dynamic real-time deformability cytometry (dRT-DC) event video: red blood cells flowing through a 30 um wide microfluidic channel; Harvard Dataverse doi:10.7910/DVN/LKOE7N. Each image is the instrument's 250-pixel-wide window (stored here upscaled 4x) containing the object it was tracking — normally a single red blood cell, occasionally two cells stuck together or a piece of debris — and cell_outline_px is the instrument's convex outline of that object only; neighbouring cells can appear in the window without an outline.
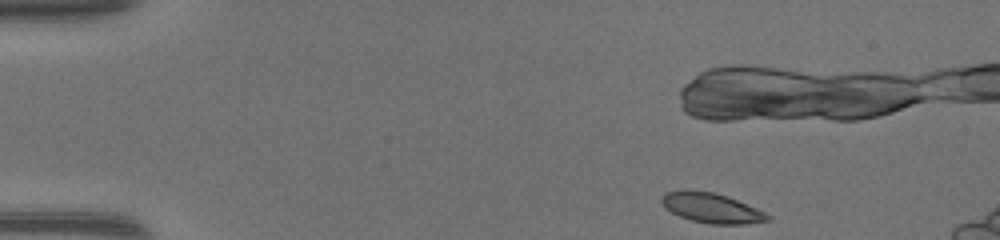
{"species": "common noctule bat (a hibernating species)", "species_latin": "Nyctalus noctula", "temperature_condition": "warm", "stored_images_in_passage": 12, "segment_of_instrument_passage": [2, 2], "camera_frame_rate_fps": 3000, "um_per_image_px": 0.085, "animal": {"sex": "female", "body_mass_g": 17.0, "forearm_length_mm": 48.0}, "frame": {"image": 1, "passage_image": 3, "time_ms": 0.667, "image_size_px": [1000, 240], "cell_outline_px": [[756, 220], [700, 220], [688, 216], [680, 192], [704, 192], [720, 196], [732, 200], [748, 208]], "centroid_in_image_um": [60.7, 17.64], "position_along_channel_um": 24.3, "area_um2": 10.87}}